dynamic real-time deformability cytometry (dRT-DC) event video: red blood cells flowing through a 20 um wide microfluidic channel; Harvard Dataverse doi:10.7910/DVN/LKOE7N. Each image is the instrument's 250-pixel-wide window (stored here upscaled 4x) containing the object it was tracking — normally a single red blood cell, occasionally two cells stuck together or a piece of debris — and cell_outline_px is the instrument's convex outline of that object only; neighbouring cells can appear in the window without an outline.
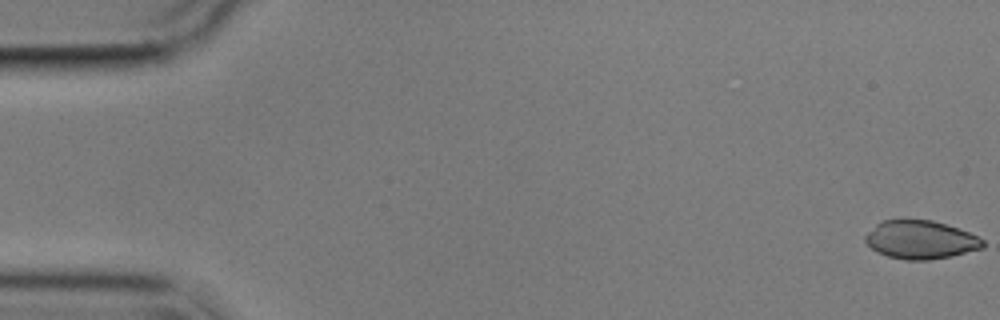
{"species": "common noctule bat (a hibernating species)", "species_latin": "Nyctalus noctula", "temperature_condition": "cold", "stored_images_in_passage": 56, "camera_frame_rate_fps": 3000, "um_per_image_px": 0.085, "animal": {"sex": "male", "body_mass_g": 17.9}, "frame": {"image": 1, "passage_image": 1, "time_ms": 0.0, "image_size_px": [1000, 320], "cell_outline_px": [[984, 248], [952, 256], [928, 260], [908, 260], [888, 256], [876, 252], [864, 240], [864, 236], [880, 220], [932, 220], [968, 232], [984, 240]], "centroid_in_image_um": [78.24, 20.39], "position_along_channel_um": 6.8, "area_um2": 26.13}}
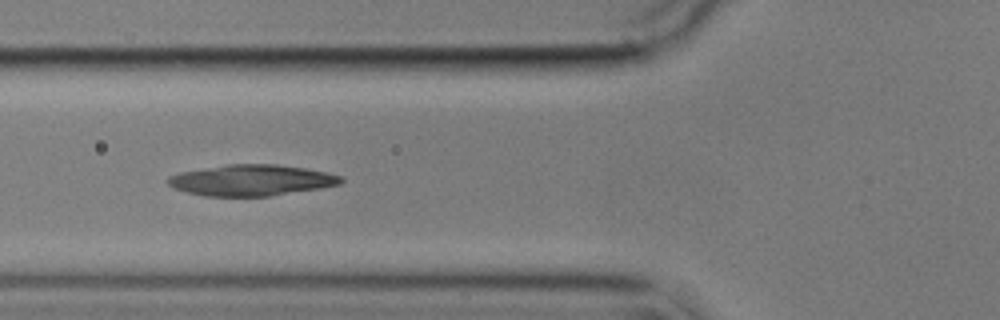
{"frame": {"image": 2, "passage_image": 21, "time_ms": 6.667, "image_size_px": [1000, 320], "cell_outline_px": [[344, 180], [340, 184], [320, 188], [268, 196], [204, 196], [172, 188], [164, 180], [168, 176], [180, 172], [228, 164], [276, 164], [304, 168], [328, 172], [340, 176]], "centroid_in_image_um": [21.33, 15.31], "position_along_channel_um": 104.5, "area_um2": 31.27}}
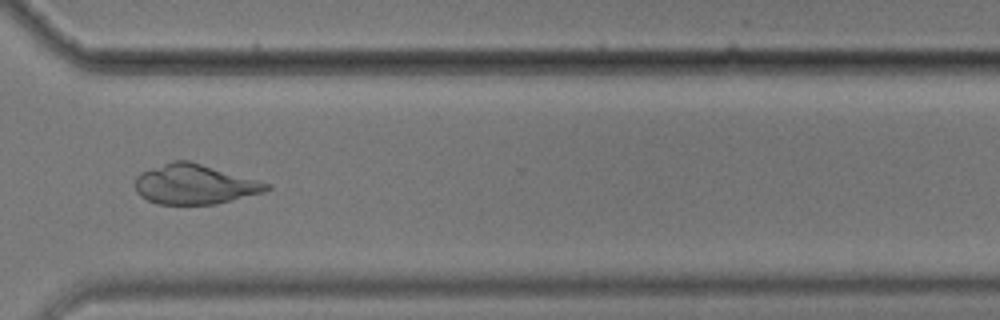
{"frame": {"image": 3, "passage_image": 42, "time_ms": 13.667, "image_size_px": [1000, 320], "cell_outline_px": [[272, 188], [264, 192], [216, 204], [156, 204], [140, 196], [136, 192], [136, 176], [140, 172], [172, 160], [188, 160], [272, 184]], "centroid_in_image_um": [16.54, 15.66], "position_along_channel_um": 354.1, "area_um2": 30.52}}